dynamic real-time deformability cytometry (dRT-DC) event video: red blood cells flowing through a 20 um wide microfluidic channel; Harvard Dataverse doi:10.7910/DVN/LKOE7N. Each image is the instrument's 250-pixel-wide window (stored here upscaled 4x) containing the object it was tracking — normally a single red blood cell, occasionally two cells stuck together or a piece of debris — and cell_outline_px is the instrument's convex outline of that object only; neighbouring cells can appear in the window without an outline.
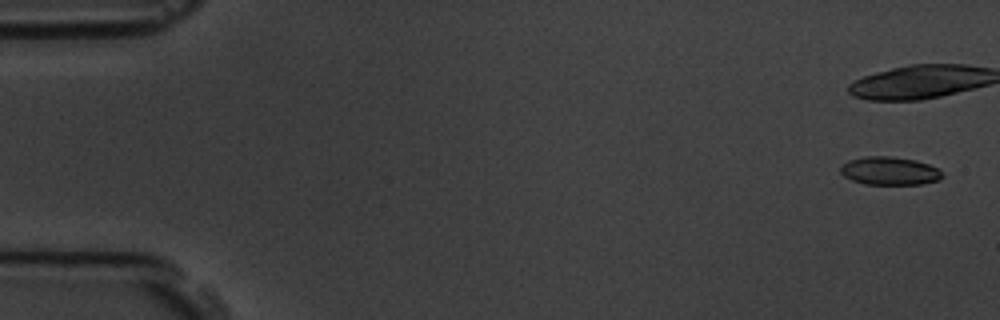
{"species": "common noctule bat (a hibernating species)", "species_latin": "Nyctalus noctula", "temperature_condition": "room temperature", "stored_images_in_passage": 7, "camera_frame_rate_fps": 3000, "um_per_image_px": 0.085, "animal": {"sex": "male", "body_mass_g": 19.5, "forearm_length_mm": 54.6}, "frame": {"image": 1, "passage_image": 1, "time_ms": 0.0, "image_size_px": [1000, 320], "cell_outline_px": [[944, 176], [940, 180], [920, 184], [864, 184], [852, 180], [844, 176], [840, 172], [840, 168], [848, 160], [864, 156], [892, 156], [916, 160], [928, 164], [936, 168]], "centroid_in_image_um": [75.6, 14.52], "position_along_channel_um": 9.4, "area_um2": 16.7}}